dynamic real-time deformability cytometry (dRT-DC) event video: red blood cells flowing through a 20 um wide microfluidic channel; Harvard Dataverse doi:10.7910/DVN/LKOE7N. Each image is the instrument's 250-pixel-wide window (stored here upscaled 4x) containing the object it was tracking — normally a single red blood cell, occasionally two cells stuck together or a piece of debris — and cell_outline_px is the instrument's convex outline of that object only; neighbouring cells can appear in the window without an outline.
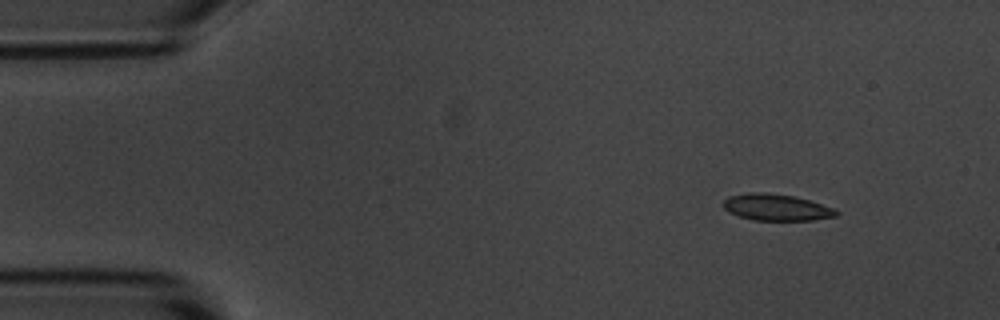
{"species": "common noctule bat (a hibernating species)", "species_latin": "Nyctalus noctula", "temperature_condition": "room temperature", "stored_images_in_passage": 4, "camera_frame_rate_fps": 3000, "um_per_image_px": 0.085, "animal": {"sex": "male", "body_mass_g": 20.1, "forearm_length_mm": 53.5}, "frame": {"image": 1, "passage_image": 1, "time_ms": 0.0, "image_size_px": [1000, 320], "cell_outline_px": [[840, 212], [836, 216], [812, 220], [752, 220], [728, 212], [724, 208], [724, 200], [728, 196], [748, 192], [764, 192], [792, 196], [808, 200], [836, 208]], "centroid_in_image_um": [65.99, 17.62], "position_along_channel_um": 19.0, "area_um2": 17.46}}
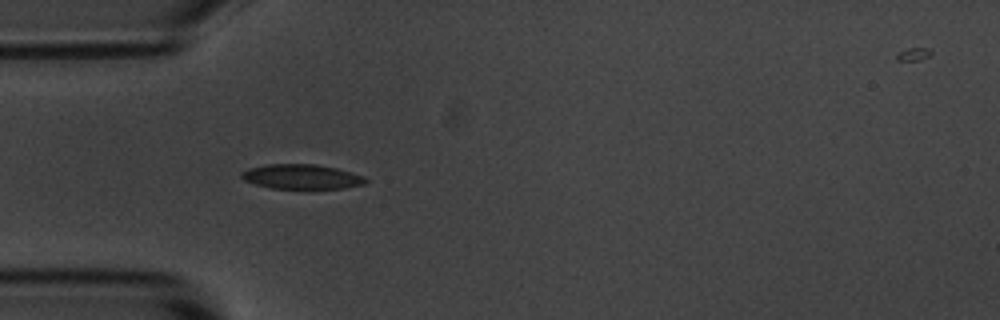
{"frame": {"image": 2, "passage_image": 4, "time_ms": 3.333, "image_size_px": [1000, 320], "cell_outline_px": [[368, 180], [364, 184], [344, 188], [272, 188], [256, 184], [244, 180], [240, 176], [240, 172], [248, 168], [264, 164], [316, 164], [336, 168], [352, 172], [364, 176]], "centroid_in_image_um": [25.62, 15.0], "position_along_channel_um": 59.4, "area_um2": 17.86}}